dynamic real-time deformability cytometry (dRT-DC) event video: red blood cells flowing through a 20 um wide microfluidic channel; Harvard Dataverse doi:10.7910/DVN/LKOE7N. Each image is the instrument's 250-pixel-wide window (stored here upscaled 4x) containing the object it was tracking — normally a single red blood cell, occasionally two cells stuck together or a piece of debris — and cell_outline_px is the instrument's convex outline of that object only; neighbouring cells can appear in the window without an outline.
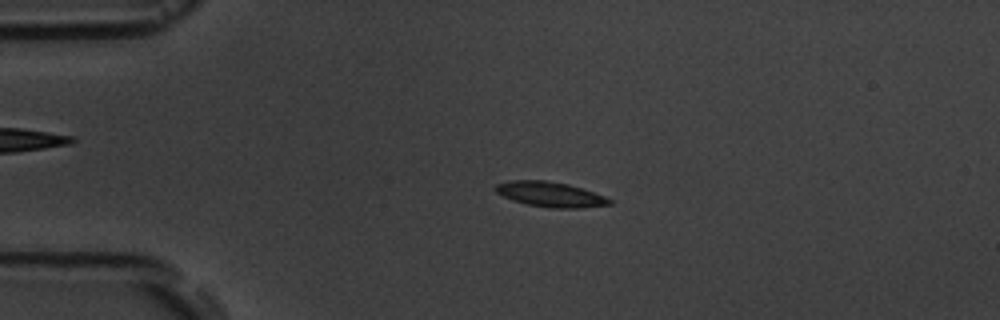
{"species": "common noctule bat (a hibernating species)", "species_latin": "Nyctalus noctula", "temperature_condition": "room temperature", "stored_images_in_passage": 5, "camera_frame_rate_fps": 3000, "um_per_image_px": 0.085, "animal": {"sex": "male", "body_mass_g": 19.5, "forearm_length_mm": 54.6}, "frame": {"image": 1, "passage_image": 3, "time_ms": 2.333, "image_size_px": [1000, 320], "cell_outline_px": [[612, 204], [584, 208], [552, 208], [528, 204], [512, 200], [496, 192], [492, 188], [496, 184], [512, 180], [544, 180], [568, 184], [604, 196], [612, 200]], "centroid_in_image_um": [46.76, 16.52], "position_along_channel_um": 38.2, "area_um2": 16.53}}
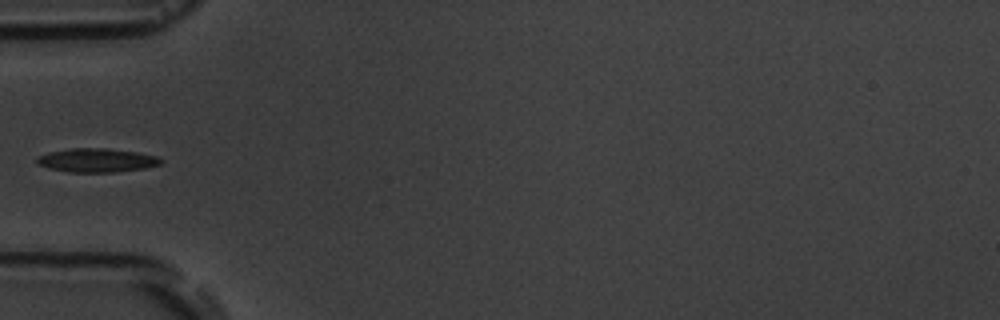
{"frame": {"image": 2, "passage_image": 4, "time_ms": 4.333, "image_size_px": [1000, 320], "cell_outline_px": [[164, 160], [160, 164], [144, 168], [116, 172], [68, 172], [48, 168], [36, 164], [36, 160], [40, 156], [48, 152], [72, 148], [104, 148], [136, 152], [156, 156]], "centroid_in_image_um": [8.2, 13.63], "position_along_channel_um": 76.8, "area_um2": 17.11}}
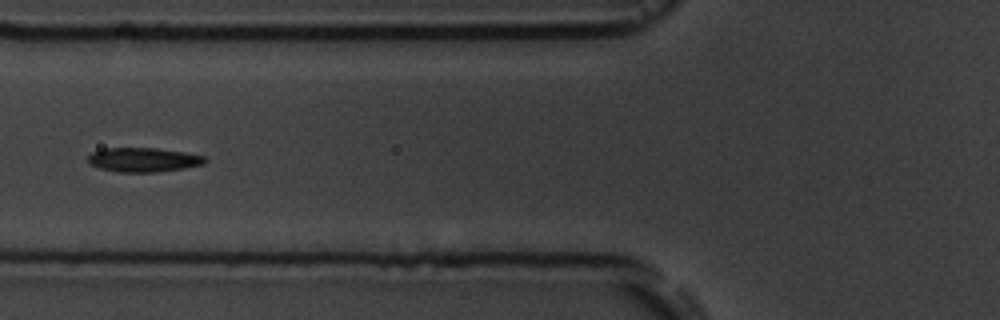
{"frame": {"image": 3, "passage_image": 5, "time_ms": 5.333, "image_size_px": [1000, 320], "cell_outline_px": [[208, 160], [204, 164], [184, 168], [156, 172], [116, 172], [100, 168], [88, 164], [88, 156], [92, 152], [104, 148], [156, 148], [184, 152], [204, 156]], "centroid_in_image_um": [12.17, 13.58], "position_along_channel_um": 113.6, "area_um2": 16.59}}